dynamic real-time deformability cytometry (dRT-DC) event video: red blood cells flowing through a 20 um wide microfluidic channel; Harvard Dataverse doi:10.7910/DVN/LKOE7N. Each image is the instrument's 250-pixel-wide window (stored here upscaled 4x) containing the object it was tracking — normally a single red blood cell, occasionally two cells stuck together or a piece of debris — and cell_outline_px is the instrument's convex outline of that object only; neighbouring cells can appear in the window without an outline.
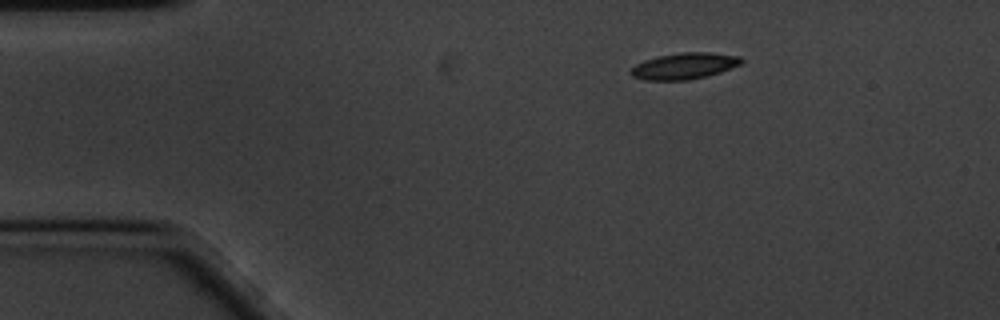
{"species": "common noctule bat (a hibernating species)", "species_latin": "Nyctalus noctula", "temperature_condition": "cold", "stored_images_in_passage": 51, "camera_frame_rate_fps": 3000, "um_per_image_px": 0.085, "animal": {"sex": "male", "body_mass_g": 20.1, "forearm_length_mm": 53.5}, "frame": {"image": 1, "passage_image": 1, "time_ms": 0.0, "image_size_px": [1000, 320], "cell_outline_px": [[744, 60], [740, 64], [720, 72], [688, 80], [644, 80], [632, 76], [628, 72], [636, 64], [644, 60], [656, 56], [680, 52], [712, 52], [740, 56]], "centroid_in_image_um": [58.14, 5.59], "position_along_channel_um": 26.9, "area_um2": 16.99}}
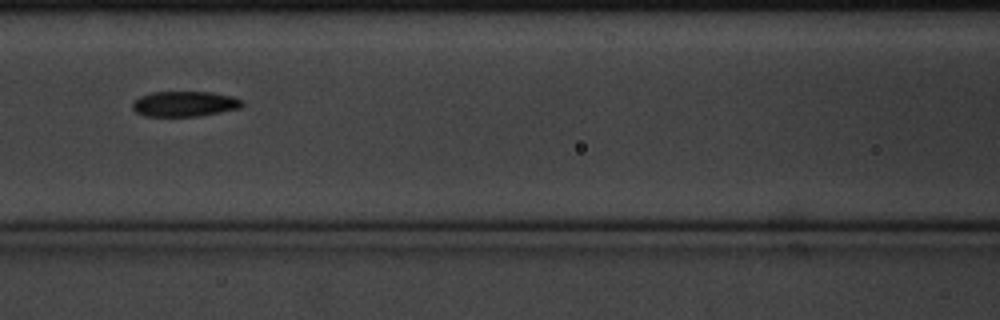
{"frame": {"image": 2, "passage_image": 17, "time_ms": 5.333, "image_size_px": [1000, 320], "cell_outline_px": [[244, 104], [240, 108], [200, 116], [144, 116], [136, 112], [132, 108], [132, 100], [140, 96], [152, 92], [212, 92], [232, 96], [244, 100]], "centroid_in_image_um": [15.69, 8.82], "position_along_channel_um": 150.9, "area_um2": 16.36}}
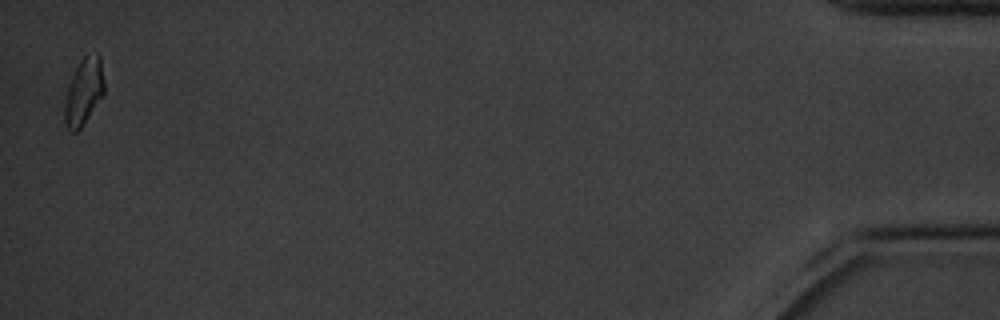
{"frame": {"image": 3, "passage_image": 50, "time_ms": 16.333, "image_size_px": [1000, 320], "cell_outline_px": [[104, 96], [84, 124], [76, 132], [68, 132], [64, 124], [64, 104], [68, 84], [80, 60], [84, 56], [96, 52], [100, 56], [104, 80]], "centroid_in_image_um": [7.12, 7.83], "position_along_channel_um": 428.1, "area_um2": 15.78}, "authors_computed_cell_mechanics": {"area_um2": 16.2996, "velocity_mm_per_s": 3.3577, "shape_relaxation_time_tau1_ms": 5.1355, "shape_relaxation_time_tau2_ms": 8.1399, "deformation_change_tau1": 0.1288, "deformation_change_tau2": 0.1276}}